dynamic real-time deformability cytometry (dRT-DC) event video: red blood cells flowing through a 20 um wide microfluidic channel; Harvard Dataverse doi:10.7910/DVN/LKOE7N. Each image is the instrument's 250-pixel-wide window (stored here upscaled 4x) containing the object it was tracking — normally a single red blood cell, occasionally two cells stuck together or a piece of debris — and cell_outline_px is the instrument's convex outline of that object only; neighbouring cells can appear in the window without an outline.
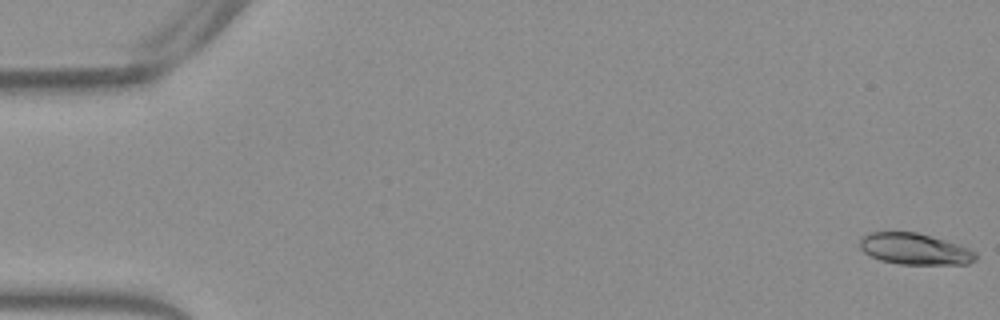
{"species": "Egyptian fruit bat (a non-hibernating species)", "species_latin": "Rousettus aegyptiacus", "temperature_condition": "warm", "stored_images_in_passage": 16, "camera_frame_rate_fps": 3000, "um_per_image_px": 0.085, "frame": {"image": 1, "passage_image": 1, "time_ms": 0.0, "image_size_px": [1000, 320], "cell_outline_px": [[976, 260], [968, 264], [900, 264], [880, 260], [864, 252], [860, 248], [860, 236], [868, 232], [916, 232], [944, 240], [968, 248], [976, 252]], "centroid_in_image_um": [77.72, 21.16], "position_along_channel_um": 7.3, "area_um2": 21.04}}
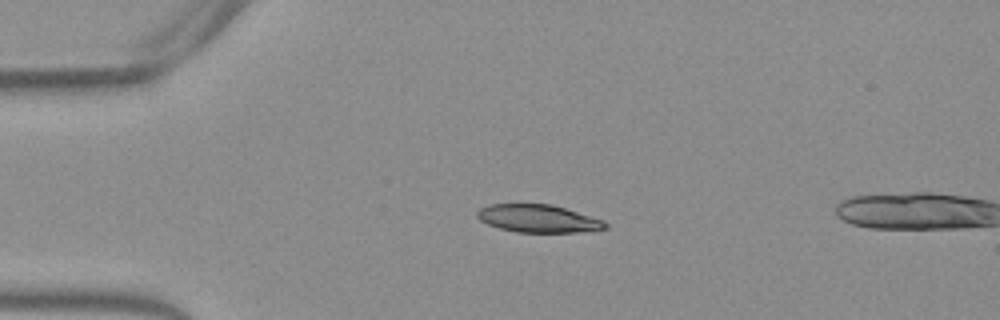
{"frame": {"image": 2, "passage_image": 13, "time_ms": 4.0, "image_size_px": [1000, 320], "cell_outline_px": [[608, 228], [592, 232], [516, 232], [500, 228], [488, 224], [480, 220], [476, 216], [476, 212], [480, 208], [492, 204], [552, 204], [604, 220], [608, 224]], "centroid_in_image_um": [45.8, 18.58], "position_along_channel_um": 39.2, "area_um2": 20.87}}